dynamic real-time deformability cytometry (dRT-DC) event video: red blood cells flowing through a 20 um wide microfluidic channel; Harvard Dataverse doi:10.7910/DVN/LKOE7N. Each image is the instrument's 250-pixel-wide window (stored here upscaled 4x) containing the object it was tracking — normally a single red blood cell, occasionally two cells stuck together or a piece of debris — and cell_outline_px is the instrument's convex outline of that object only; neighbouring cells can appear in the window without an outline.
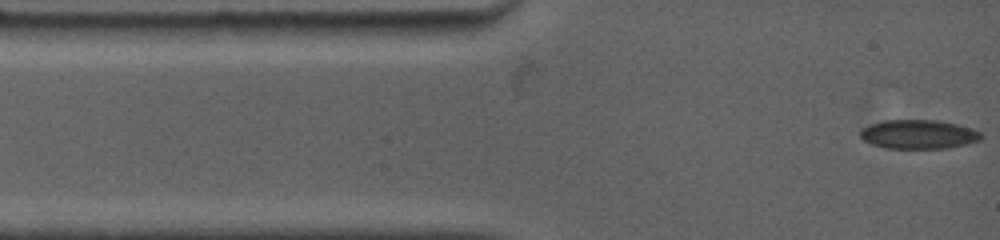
{"species": "common noctule bat (a hibernating species)", "species_latin": "Nyctalus noctula", "temperature_condition": "warm", "stored_images_in_passage": 2, "camera_frame_rate_fps": 4500, "um_per_image_px": 0.085, "animal": {"sex": "female", "body_mass_g": 19.0, "forearm_length_mm": 53.3}, "frame": {"image": 1, "passage_image": 2, "time_ms": 0.444, "image_size_px": [1000, 240], "cell_outline_px": [[984, 136], [980, 140], [948, 148], [888, 148], [872, 144], [864, 140], [860, 136], [860, 128], [868, 124], [884, 120], [936, 120], [956, 124], [972, 128], [980, 132]], "centroid_in_image_um": [78.05, 11.4], "position_along_channel_um": 6.9, "area_um2": 20.46}}